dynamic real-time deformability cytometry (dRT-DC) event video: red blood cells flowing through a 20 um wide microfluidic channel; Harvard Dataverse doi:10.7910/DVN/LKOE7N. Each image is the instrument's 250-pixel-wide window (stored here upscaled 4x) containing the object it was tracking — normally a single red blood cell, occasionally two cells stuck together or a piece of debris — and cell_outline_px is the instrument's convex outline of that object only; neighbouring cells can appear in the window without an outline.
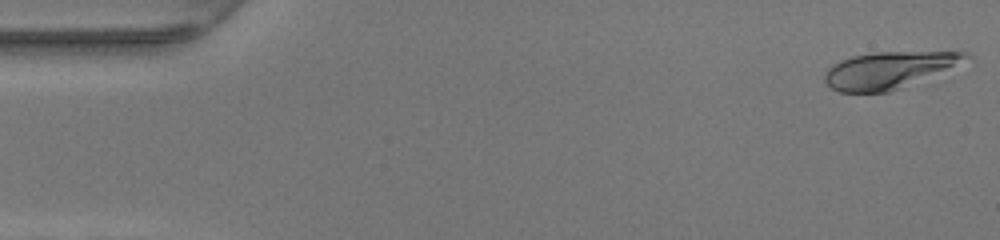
{"species": "human", "species_latin": "Homo sapiens", "temperature_condition": "warm", "stored_images_in_passage": 48, "camera_frame_rate_fps": 3000, "um_per_image_px": 0.085, "donor": {"sex": "female"}, "frame": {"image": 1, "passage_image": 1, "time_ms": 0.0, "image_size_px": [1000, 240], "cell_outline_px": [[972, 60], [888, 92], [840, 92], [832, 88], [824, 80], [824, 72], [832, 64], [840, 60], [852, 56], [872, 52], [968, 52], [972, 56]], "centroid_in_image_um": [75.56, 5.94], "position_along_channel_um": 9.4, "area_um2": 30.11}}
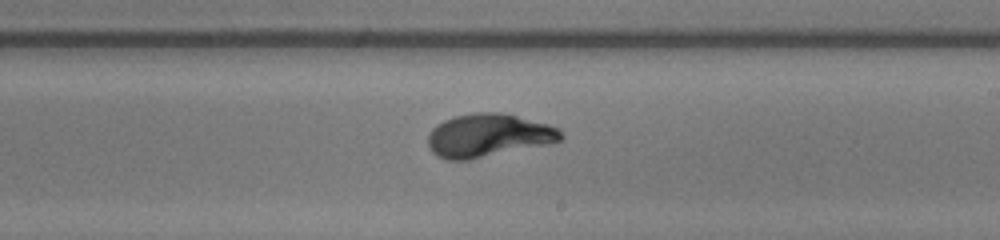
{"frame": {"image": 2, "passage_image": 28, "time_ms": 9.0, "image_size_px": [1000, 240], "cell_outline_px": [[564, 136], [560, 140], [552, 144], [468, 160], [448, 160], [436, 156], [428, 148], [428, 136], [432, 128], [436, 124], [444, 120], [456, 116], [476, 112], [500, 112], [548, 124], [560, 128]], "centroid_in_image_um": [41.52, 11.52], "position_along_channel_um": 247.5, "area_um2": 33.76}}
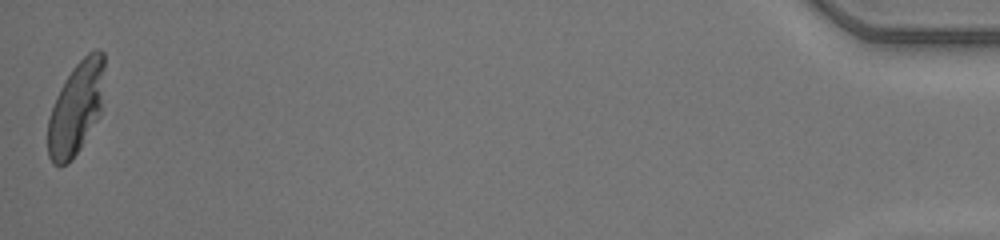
{"frame": {"image": 3, "passage_image": 48, "time_ms": 15.667, "image_size_px": [1000, 240], "cell_outline_px": [[104, 68], [100, 116], [80, 148], [72, 160], [68, 164], [52, 164], [48, 156], [48, 120], [56, 96], [60, 88], [72, 68], [88, 52], [96, 48], [100, 48], [104, 52]], "centroid_in_image_um": [6.47, 9.18], "position_along_channel_um": 428.7, "area_um2": 30.58}, "authors_computed_cell_mechanics": {"area_um2": 31.6744, "velocity_mm_per_s": 4.2407, "shape_relaxation_time_tau1_ms": 3.3789, "shape_relaxation_time_tau2_ms": null, "deformation_change_tau1": 0.2257, "deformation_change_tau2": null}}